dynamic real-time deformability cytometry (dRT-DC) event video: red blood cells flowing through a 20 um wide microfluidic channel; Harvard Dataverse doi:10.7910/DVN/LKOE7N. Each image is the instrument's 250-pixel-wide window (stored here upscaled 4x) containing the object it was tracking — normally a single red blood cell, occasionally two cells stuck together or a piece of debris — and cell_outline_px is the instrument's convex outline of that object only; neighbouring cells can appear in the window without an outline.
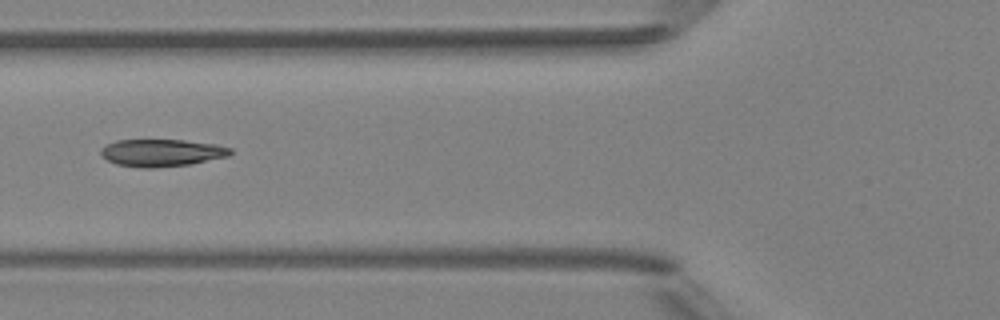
{"species": "Egyptian fruit bat (a non-hibernating species)", "species_latin": "Rousettus aegyptiacus", "temperature_condition": "room temperature", "stored_images_in_passage": 8, "camera_frame_rate_fps": 3000, "um_per_image_px": 0.085, "animal": {"sex": "female"}, "frame": {"image": 1, "passage_image": 7, "time_ms": 7.0, "image_size_px": [1000, 320], "cell_outline_px": [[232, 152], [228, 156], [188, 164], [152, 168], [144, 168], [116, 164], [108, 160], [100, 152], [100, 148], [116, 140], [184, 140], [216, 144], [232, 148]], "centroid_in_image_um": [13.74, 12.98], "position_along_channel_um": 112.1, "area_um2": 20.4}}
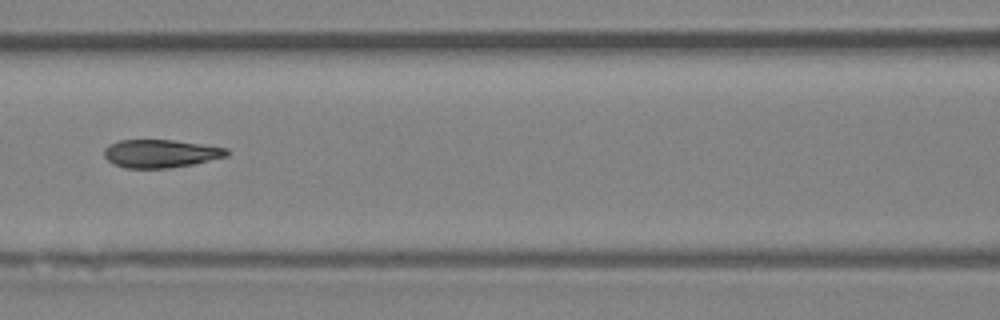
{"frame": {"image": 2, "passage_image": 8, "time_ms": 8.0, "image_size_px": [1000, 320], "cell_outline_px": [[228, 156], [192, 164], [168, 168], [124, 168], [108, 160], [104, 156], [104, 148], [108, 144], [120, 140], [172, 140], [228, 148]], "centroid_in_image_um": [13.63, 13.05], "position_along_channel_um": 153.0, "area_um2": 19.94}}